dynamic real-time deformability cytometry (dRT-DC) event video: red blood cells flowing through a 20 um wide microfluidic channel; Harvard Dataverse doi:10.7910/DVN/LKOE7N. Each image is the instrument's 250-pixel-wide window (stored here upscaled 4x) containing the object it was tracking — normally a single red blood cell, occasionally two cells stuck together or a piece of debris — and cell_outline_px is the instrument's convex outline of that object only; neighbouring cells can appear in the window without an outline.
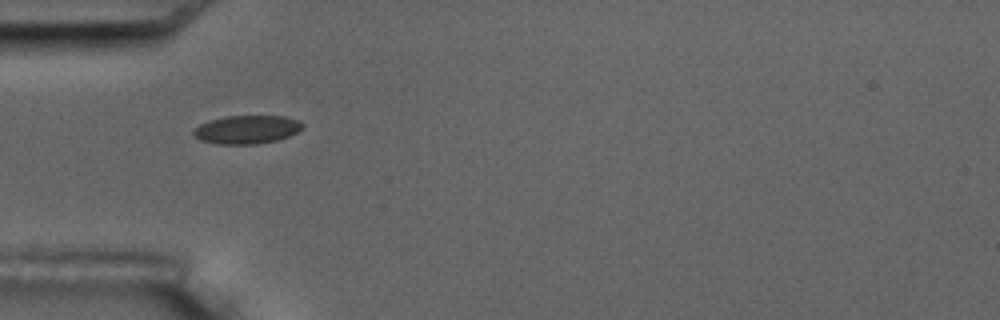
{"species": "common noctule bat (a hibernating species)", "species_latin": "Nyctalus noctula", "temperature_condition": "room temperature", "stored_images_in_passage": 1, "camera_frame_rate_fps": 3000, "um_per_image_px": 0.085, "animal": {"sex": "male", "body_mass_g": 17.5, "forearm_length_mm": 52.3}, "frame": {"image": 1, "passage_image": 1, "time_ms": 0.0, "image_size_px": [1000, 320], "cell_outline_px": [[304, 128], [280, 140], [256, 144], [216, 144], [200, 140], [192, 136], [192, 132], [200, 124], [208, 120], [228, 116], [284, 116], [296, 120], [304, 124]], "centroid_in_image_um": [20.96, 11.02], "position_along_channel_um": 64.0, "area_um2": 18.15}}